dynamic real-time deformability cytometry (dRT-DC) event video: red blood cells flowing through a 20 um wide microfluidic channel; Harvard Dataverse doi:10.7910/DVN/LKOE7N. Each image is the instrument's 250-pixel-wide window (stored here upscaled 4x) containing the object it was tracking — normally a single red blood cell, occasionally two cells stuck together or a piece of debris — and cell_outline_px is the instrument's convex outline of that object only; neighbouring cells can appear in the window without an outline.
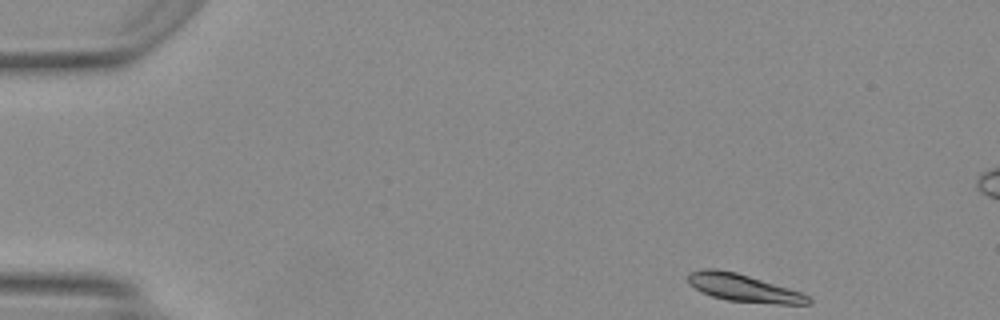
{"species": "Egyptian fruit bat (a non-hibernating species)", "species_latin": "Rousettus aegyptiacus", "temperature_condition": "warm", "stored_images_in_passage": 45, "segment_of_instrument_passage": [1, 2], "camera_frame_rate_fps": 3000, "um_per_image_px": 0.085, "animal": {"sex": "female"}, "frame": {"image": 1, "passage_image": 1, "time_ms": 0.0, "image_size_px": [1000, 320], "cell_outline_px": [[812, 304], [776, 304], [728, 300], [712, 296], [688, 284], [688, 272], [700, 268], [716, 268], [736, 272], [788, 288], [800, 292], [808, 296], [812, 300]], "centroid_in_image_um": [63.17, 24.46], "position_along_channel_um": 21.8, "area_um2": 19.19}}
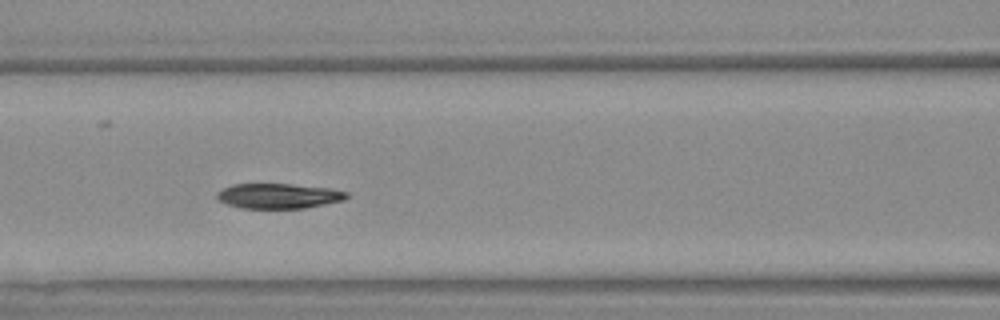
{"frame": {"image": 2, "passage_image": 17, "time_ms": 5.333, "image_size_px": [1000, 320], "cell_outline_px": [[348, 196], [344, 200], [304, 208], [240, 208], [228, 204], [220, 200], [216, 196], [216, 192], [232, 184], [292, 184], [332, 188], [348, 192]], "centroid_in_image_um": [23.69, 16.65], "position_along_channel_um": 142.9, "area_um2": 18.9}}
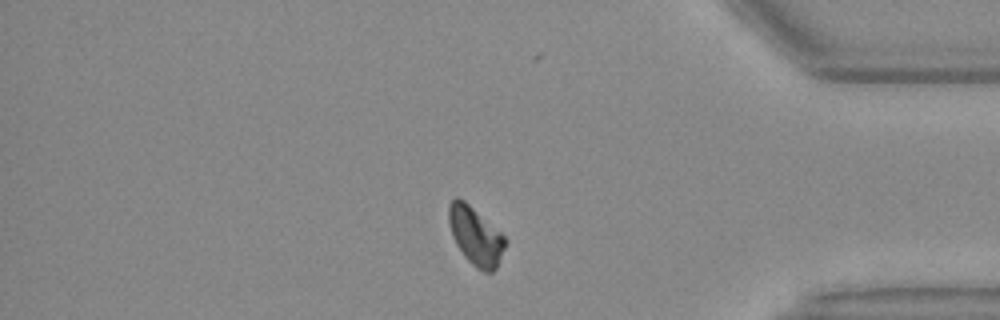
{"frame": {"image": 3, "passage_image": 37, "time_ms": 12.0, "image_size_px": [1000, 320], "cell_outline_px": [[508, 244], [496, 268], [492, 272], [484, 272], [476, 268], [464, 256], [456, 244], [452, 236], [448, 224], [448, 204], [456, 196], [464, 200], [500, 232], [508, 240]], "centroid_in_image_um": [40.42, 20.07], "position_along_channel_um": 394.8, "area_um2": 19.25}}